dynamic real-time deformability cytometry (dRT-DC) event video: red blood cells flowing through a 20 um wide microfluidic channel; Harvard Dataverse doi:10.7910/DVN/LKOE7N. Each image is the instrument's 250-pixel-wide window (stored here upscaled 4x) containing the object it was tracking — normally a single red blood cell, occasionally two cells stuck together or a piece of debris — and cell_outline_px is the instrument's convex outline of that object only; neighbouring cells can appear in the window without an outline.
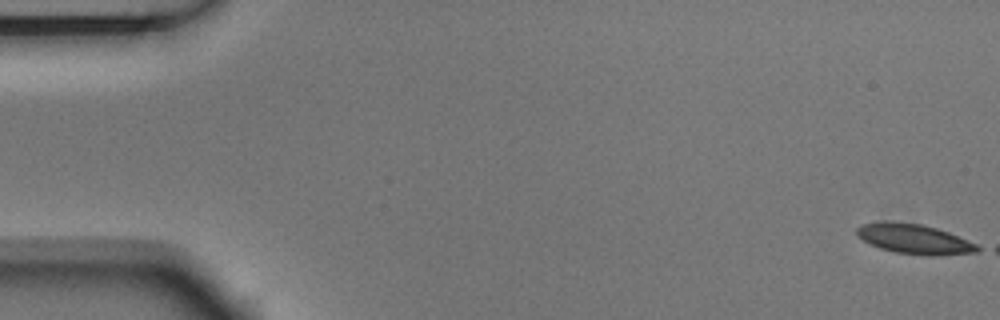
{"species": "Egyptian fruit bat (a non-hibernating species)", "species_latin": "Rousettus aegyptiacus", "temperature_condition": "room temperature", "stored_images_in_passage": 3, "camera_frame_rate_fps": 3000, "um_per_image_px": 0.085, "animal": {"sex": "male"}, "frame": {"image": 1, "passage_image": 1, "time_ms": 0.0, "image_size_px": [1000, 320], "cell_outline_px": [[984, 248], [976, 252], [932, 256], [928, 256], [896, 252], [880, 248], [864, 240], [856, 232], [856, 228], [860, 224], [884, 220], [892, 220], [920, 224], [936, 228], [948, 232], [976, 244]], "centroid_in_image_um": [77.7, 20.3], "position_along_channel_um": 7.3, "area_um2": 20.98}}